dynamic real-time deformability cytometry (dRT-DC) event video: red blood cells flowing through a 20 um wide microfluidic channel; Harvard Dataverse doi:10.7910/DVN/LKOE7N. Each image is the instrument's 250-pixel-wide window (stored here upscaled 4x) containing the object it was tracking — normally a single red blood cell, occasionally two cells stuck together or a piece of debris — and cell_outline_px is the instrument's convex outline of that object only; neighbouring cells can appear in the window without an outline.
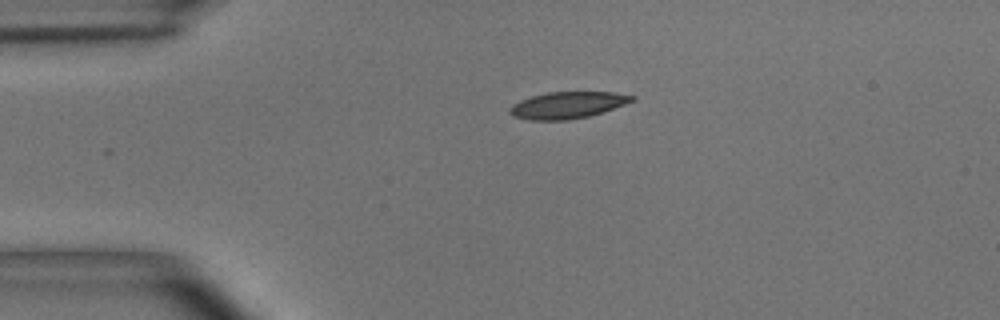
{"species": "common noctule bat (a hibernating species)", "species_latin": "Nyctalus noctula", "temperature_condition": "room temperature", "stored_images_in_passage": 35, "camera_frame_rate_fps": 3000, "um_per_image_px": 0.085, "animal": {"sex": "male", "body_mass_g": 15.6}, "frame": {"image": 1, "passage_image": 1, "time_ms": 0.0, "image_size_px": [1000, 320], "cell_outline_px": [[636, 100], [588, 116], [568, 120], [532, 120], [512, 116], [508, 112], [508, 108], [512, 104], [520, 100], [532, 96], [548, 92], [612, 92], [636, 96]], "centroid_in_image_um": [48.19, 8.93], "position_along_channel_um": 36.8, "area_um2": 18.9}}
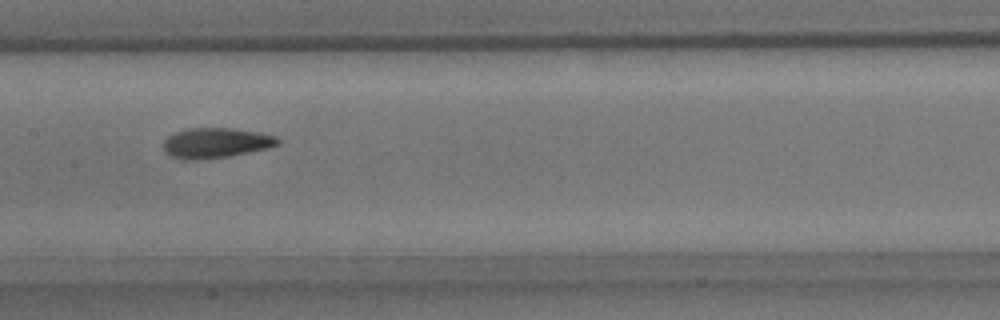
{"frame": {"image": 2, "passage_image": 16, "time_ms": 5.0, "image_size_px": [1000, 320], "cell_outline_px": [[280, 140], [276, 144], [268, 148], [228, 156], [196, 160], [184, 160], [172, 156], [164, 148], [164, 140], [168, 136], [176, 132], [188, 128], [232, 128], [260, 132], [276, 136]], "centroid_in_image_um": [18.35, 12.14], "position_along_channel_um": 189.0, "area_um2": 19.88}}
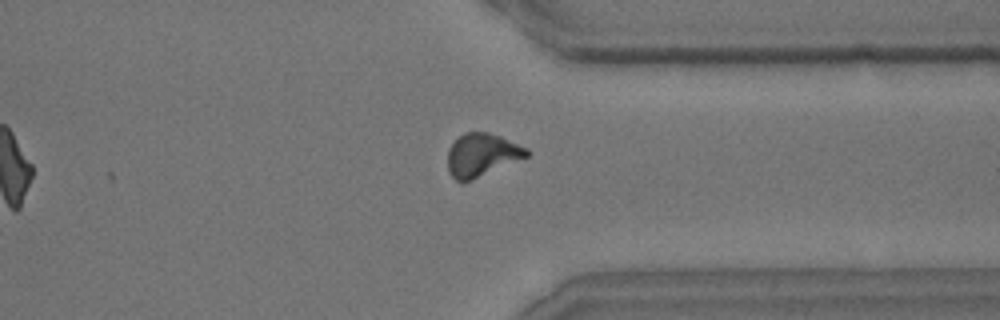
{"frame": {"image": 3, "passage_image": 31, "time_ms": 10.0, "image_size_px": [1000, 320], "cell_outline_px": [[532, 152], [528, 156], [464, 184], [456, 180], [448, 172], [448, 148], [464, 132], [488, 132], [500, 136], [528, 148]], "centroid_in_image_um": [40.96, 13.19], "position_along_channel_um": 370.4, "area_um2": 20.0}, "authors_computed_cell_mechanics": {"area_um2": 19.4208, "velocity_mm_per_s": 3.6646, "shape_relaxation_time_tau1_ms": 4.5384, "shape_relaxation_time_tau2_ms": 2.4473, "deformation_change_tau1": 0.1597, "deformation_change_tau2": 0.0932}}